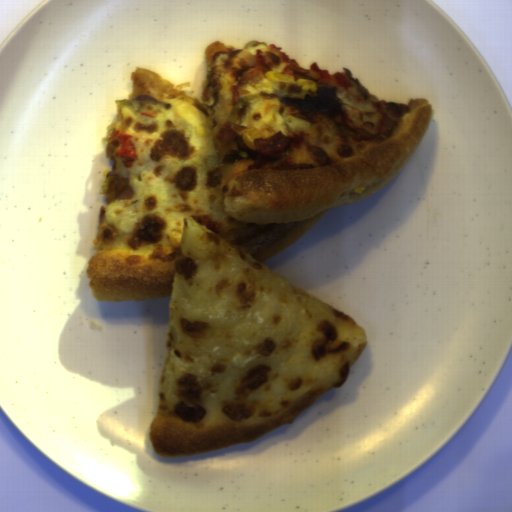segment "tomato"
<instances>
[{"label":"tomato","mask_w":512,"mask_h":512,"mask_svg":"<svg viewBox=\"0 0 512 512\" xmlns=\"http://www.w3.org/2000/svg\"><path fill=\"white\" fill-rule=\"evenodd\" d=\"M270 48L279 52L281 59L288 64L282 69L283 73L289 74L296 80L314 81L319 87L321 85L335 86V90L342 92H347L356 85L344 73L328 74L327 70L319 69L315 63H312L308 69H304L297 61L288 58L279 46L270 44Z\"/></svg>","instance_id":"obj_1"},{"label":"tomato","mask_w":512,"mask_h":512,"mask_svg":"<svg viewBox=\"0 0 512 512\" xmlns=\"http://www.w3.org/2000/svg\"><path fill=\"white\" fill-rule=\"evenodd\" d=\"M271 67L270 61H267L266 57H263L261 51L257 49L254 64H242L238 70L232 72V77L238 82V84L230 88L232 102L235 106L240 99L239 89L249 81L264 75L267 71L271 70Z\"/></svg>","instance_id":"obj_2"},{"label":"tomato","mask_w":512,"mask_h":512,"mask_svg":"<svg viewBox=\"0 0 512 512\" xmlns=\"http://www.w3.org/2000/svg\"><path fill=\"white\" fill-rule=\"evenodd\" d=\"M255 148L263 157H271L284 152L291 142V137L284 133H276L273 137L254 140Z\"/></svg>","instance_id":"obj_3"},{"label":"tomato","mask_w":512,"mask_h":512,"mask_svg":"<svg viewBox=\"0 0 512 512\" xmlns=\"http://www.w3.org/2000/svg\"><path fill=\"white\" fill-rule=\"evenodd\" d=\"M109 138L118 139L119 141V149L115 153V157H119L124 167L131 166L137 156H136V148L132 142L133 136L130 135H120L119 131H115L110 134Z\"/></svg>","instance_id":"obj_4"},{"label":"tomato","mask_w":512,"mask_h":512,"mask_svg":"<svg viewBox=\"0 0 512 512\" xmlns=\"http://www.w3.org/2000/svg\"><path fill=\"white\" fill-rule=\"evenodd\" d=\"M235 53H236V49H228L227 51H219V52H216L213 56H212V61H216L217 58L220 56V55H228L227 57V60L224 62V67H230L235 59Z\"/></svg>","instance_id":"obj_5"}]
</instances>
